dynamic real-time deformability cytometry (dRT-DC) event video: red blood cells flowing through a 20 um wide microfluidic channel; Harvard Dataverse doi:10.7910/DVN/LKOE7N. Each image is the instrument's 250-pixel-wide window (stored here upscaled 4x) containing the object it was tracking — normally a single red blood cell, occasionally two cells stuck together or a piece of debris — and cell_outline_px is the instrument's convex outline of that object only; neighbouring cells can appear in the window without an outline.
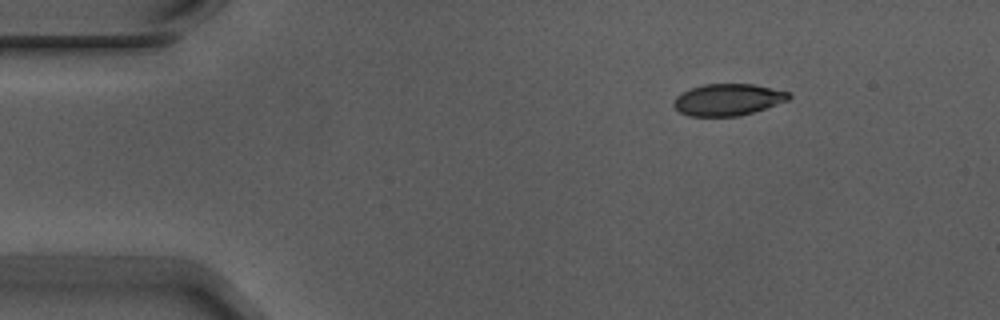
{"species": "Egyptian fruit bat (a non-hibernating species)", "species_latin": "Rousettus aegyptiacus", "temperature_condition": "warm", "stored_images_in_passage": 3, "camera_frame_rate_fps": 3000, "um_per_image_px": 0.085, "animal": {"sex": "male"}, "frame": {"image": 1, "passage_image": 1, "time_ms": 0.0, "image_size_px": [1000, 320], "cell_outline_px": [[792, 96], [788, 100], [740, 116], [688, 116], [680, 112], [672, 104], [676, 96], [692, 88], [704, 84], [752, 84], [788, 92]], "centroid_in_image_um": [61.84, 8.47], "position_along_channel_um": 23.2, "area_um2": 20.98}}